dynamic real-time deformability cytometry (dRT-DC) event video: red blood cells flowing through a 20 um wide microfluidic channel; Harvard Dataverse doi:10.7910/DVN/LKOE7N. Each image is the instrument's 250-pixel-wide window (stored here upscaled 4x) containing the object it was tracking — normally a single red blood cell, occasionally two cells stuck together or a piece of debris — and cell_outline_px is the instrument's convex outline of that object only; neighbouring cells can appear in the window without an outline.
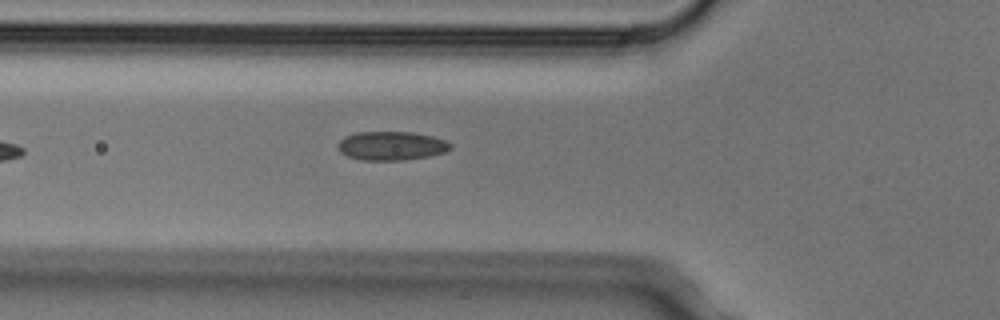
{"species": "Egyptian fruit bat (a non-hibernating species)", "species_latin": "Rousettus aegyptiacus", "temperature_condition": "cold", "stored_images_in_passage": 5, "camera_frame_rate_fps": 3000, "um_per_image_px": 0.085, "animal": {"sex": "male"}, "frame": {"image": 1, "passage_image": 5, "time_ms": 1.333, "image_size_px": [1000, 320], "cell_outline_px": [[452, 148], [444, 152], [428, 156], [404, 160], [360, 160], [348, 156], [340, 152], [336, 148], [336, 144], [344, 136], [356, 132], [412, 132], [432, 136], [444, 140], [452, 144]], "centroid_in_image_um": [33.22, 12.39], "position_along_channel_um": 92.6, "area_um2": 19.02}}